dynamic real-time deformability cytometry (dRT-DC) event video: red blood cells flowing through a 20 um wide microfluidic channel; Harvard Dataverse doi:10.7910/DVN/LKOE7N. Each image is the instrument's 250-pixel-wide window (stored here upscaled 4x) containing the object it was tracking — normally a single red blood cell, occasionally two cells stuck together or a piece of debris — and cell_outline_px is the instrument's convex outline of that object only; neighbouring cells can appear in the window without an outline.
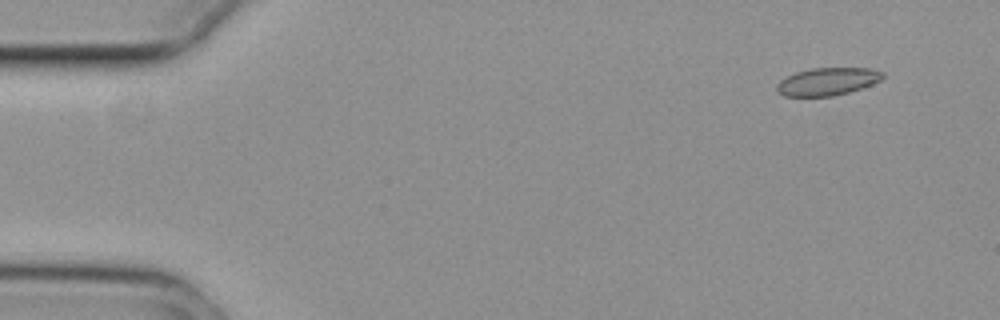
{"species": "common noctule bat (a hibernating species)", "species_latin": "Nyctalus noctula", "temperature_condition": "cold", "stored_images_in_passage": 7, "camera_frame_rate_fps": 3000, "um_per_image_px": 0.085, "animal": {"sex": "female", "body_mass_g": 29.2, "forearm_length_mm": 56.3}, "frame": {"image": 1, "passage_image": 5, "time_ms": 1.333, "image_size_px": [1000, 320], "cell_outline_px": [[884, 76], [880, 80], [872, 84], [848, 92], [832, 96], [784, 96], [776, 88], [776, 84], [784, 76], [796, 72], [812, 68], [872, 68], [884, 72]], "centroid_in_image_um": [70.32, 6.92], "position_along_channel_um": 14.7, "area_um2": 17.05}}